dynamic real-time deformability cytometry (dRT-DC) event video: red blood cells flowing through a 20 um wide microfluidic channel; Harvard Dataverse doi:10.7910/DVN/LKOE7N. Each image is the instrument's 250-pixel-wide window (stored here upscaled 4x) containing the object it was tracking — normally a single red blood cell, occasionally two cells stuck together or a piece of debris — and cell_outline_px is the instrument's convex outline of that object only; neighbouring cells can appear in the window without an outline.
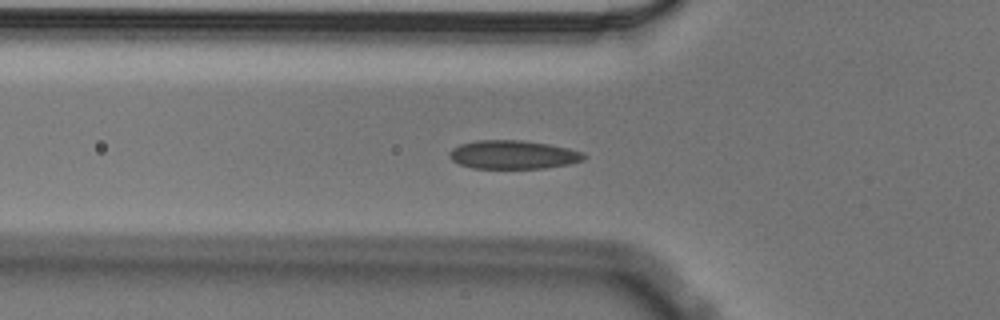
{"species": "Egyptian fruit bat (a non-hibernating species)", "species_latin": "Rousettus aegyptiacus", "temperature_condition": "cold", "stored_images_in_passage": 41, "camera_frame_rate_fps": 3000, "um_per_image_px": 0.085, "animal": {"sex": "male"}, "frame": {"image": 1, "passage_image": 3, "time_ms": 0.667, "image_size_px": [1000, 320], "cell_outline_px": [[588, 156], [584, 160], [568, 164], [544, 168], [472, 168], [460, 164], [452, 160], [448, 156], [448, 152], [452, 148], [460, 144], [476, 140], [524, 140], [548, 144], [568, 148], [584, 152]], "centroid_in_image_um": [43.62, 13.14], "position_along_channel_um": 82.2, "area_um2": 22.54}}
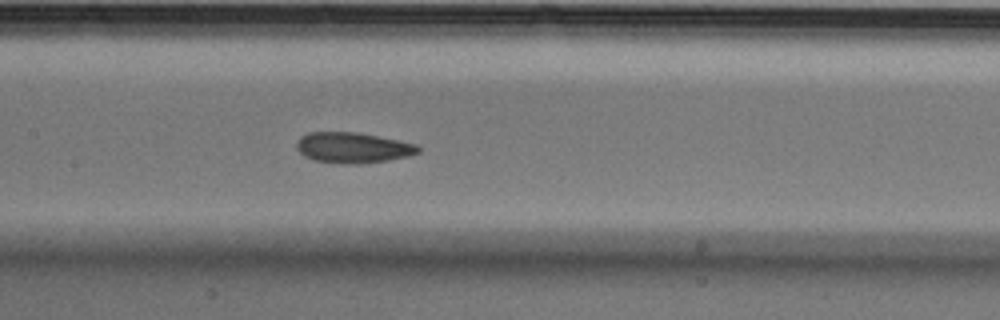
{"frame": {"image": 2, "passage_image": 11, "time_ms": 3.333, "image_size_px": [1000, 320], "cell_outline_px": [[420, 152], [408, 156], [388, 160], [360, 164], [344, 164], [312, 160], [304, 156], [296, 148], [296, 140], [300, 136], [308, 132], [356, 132], [400, 140], [416, 144], [420, 148]], "centroid_in_image_um": [29.97, 12.55], "position_along_channel_um": 177.4, "area_um2": 21.91}}
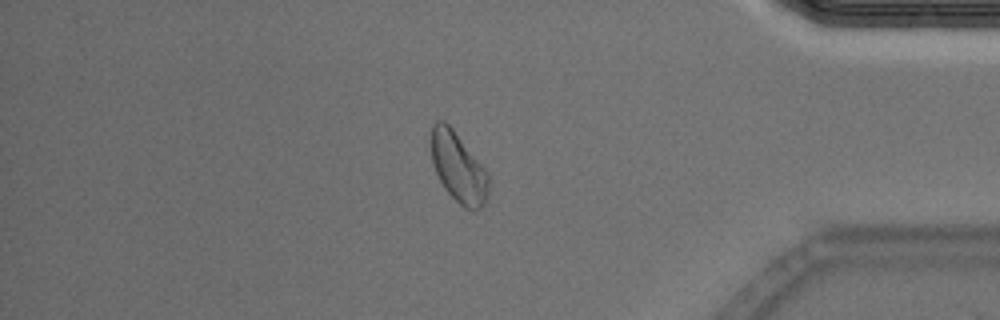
{"frame": {"image": 3, "passage_image": 32, "time_ms": 10.333, "image_size_px": [1000, 320], "cell_outline_px": [[488, 200], [480, 208], [472, 212], [464, 208], [444, 188], [432, 164], [428, 144], [432, 124], [436, 120], [444, 120], [452, 128], [488, 172]], "centroid_in_image_um": [38.92, 14.21], "position_along_channel_um": 396.3, "area_um2": 23.87}}